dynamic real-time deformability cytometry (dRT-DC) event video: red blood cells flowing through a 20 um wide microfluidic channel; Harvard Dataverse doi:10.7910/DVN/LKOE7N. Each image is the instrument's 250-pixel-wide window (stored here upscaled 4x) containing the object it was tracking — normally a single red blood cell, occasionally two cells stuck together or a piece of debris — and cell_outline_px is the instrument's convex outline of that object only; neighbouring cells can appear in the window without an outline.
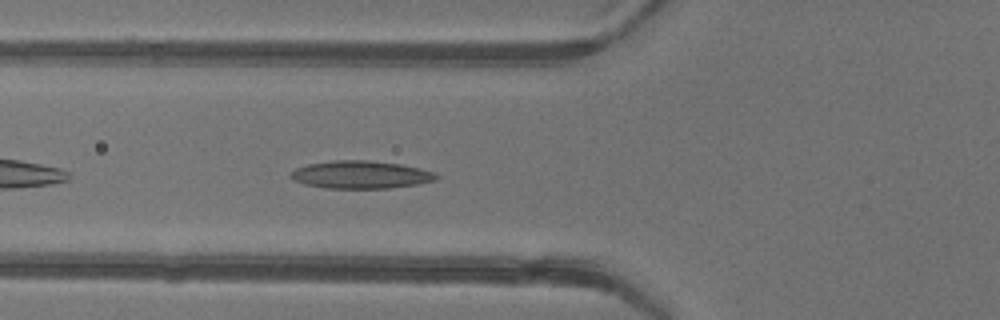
{"species": "common noctule bat (a hibernating species)", "species_latin": "Nyctalus noctula", "temperature_condition": "warm", "stored_images_in_passage": 35, "camera_frame_rate_fps": 3000, "um_per_image_px": 0.085, "animal": {"sex": "female"}, "frame": {"image": 1, "passage_image": 4, "time_ms": 1.0, "image_size_px": [1000, 320], "cell_outline_px": [[440, 176], [436, 180], [420, 184], [388, 188], [324, 188], [304, 184], [292, 180], [288, 176], [288, 172], [296, 168], [308, 164], [332, 160], [368, 160], [400, 164], [420, 168], [436, 172]], "centroid_in_image_um": [30.65, 14.85], "position_along_channel_um": 95.2, "area_um2": 23.87}}
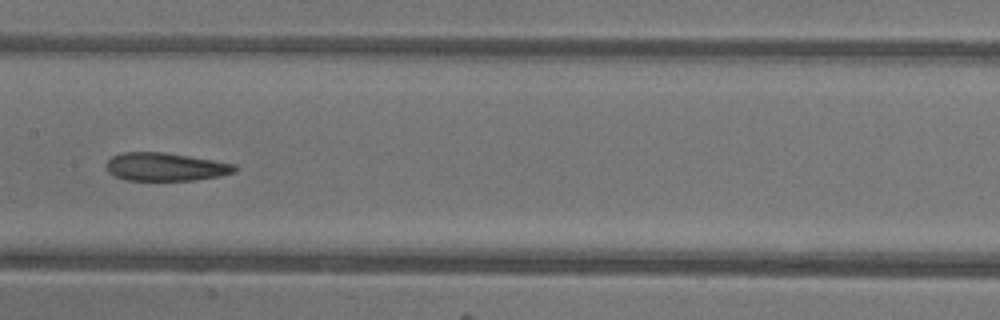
{"frame": {"image": 2, "passage_image": 11, "time_ms": 3.333, "image_size_px": [1000, 320], "cell_outline_px": [[240, 168], [236, 172], [220, 176], [196, 180], [124, 180], [108, 172], [104, 168], [104, 164], [112, 156], [124, 152], [164, 152], [236, 164]], "centroid_in_image_um": [14.07, 14.18], "position_along_channel_um": 193.3, "area_um2": 21.27}}
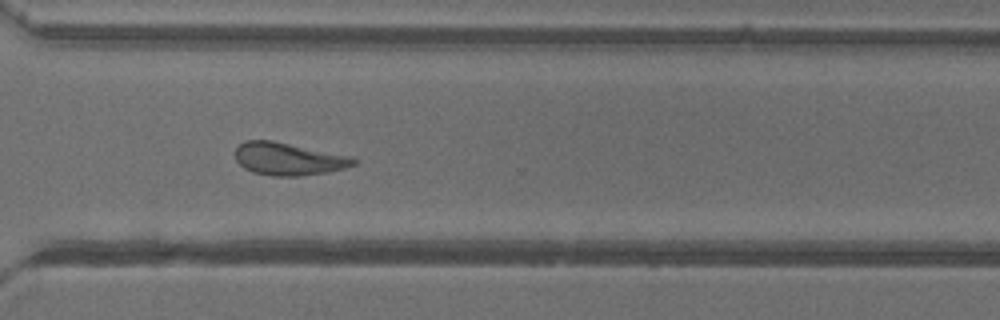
{"frame": {"image": 3, "passage_image": 22, "time_ms": 7.0, "image_size_px": [1000, 320], "cell_outline_px": [[360, 160], [356, 164], [344, 168], [328, 172], [300, 176], [272, 176], [252, 172], [244, 168], [236, 160], [236, 148], [244, 140], [272, 140], [352, 156]], "centroid_in_image_um": [24.55, 13.51], "position_along_channel_um": 346.1, "area_um2": 22.66}, "authors_computed_cell_mechanics": {"area_um2": 22.4842, "velocity_mm_per_s": 4.1835, "shape_relaxation_time_tau1_ms": 6.1083, "shape_relaxation_time_tau2_ms": 3.6674, "deformation_change_tau1": 0.1889, "deformation_change_tau2": 0.1351}}